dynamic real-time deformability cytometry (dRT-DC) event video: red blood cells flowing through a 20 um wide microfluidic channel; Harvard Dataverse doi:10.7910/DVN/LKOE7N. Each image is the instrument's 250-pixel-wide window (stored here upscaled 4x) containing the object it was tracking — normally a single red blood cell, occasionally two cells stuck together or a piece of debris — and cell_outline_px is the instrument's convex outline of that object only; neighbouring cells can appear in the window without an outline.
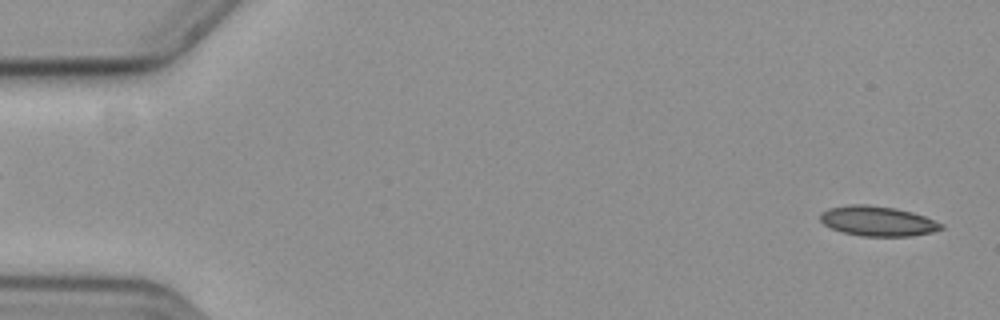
{"species": "common noctule bat (a hibernating species)", "species_latin": "Nyctalus noctula", "temperature_condition": "cold", "stored_images_in_passage": 59, "camera_frame_rate_fps": 3000, "um_per_image_px": 0.085, "animal": {"sex": "female", "body_mass_g": 19.3, "forearm_length_mm": 54.1}, "frame": {"image": 1, "passage_image": 2, "time_ms": 0.333, "image_size_px": [1000, 320], "cell_outline_px": [[944, 228], [932, 232], [912, 236], [864, 236], [844, 232], [832, 228], [824, 224], [820, 220], [820, 212], [828, 208], [852, 204], [868, 204], [896, 208], [912, 212], [924, 216], [944, 224]], "centroid_in_image_um": [74.61, 18.78], "position_along_channel_um": 10.4, "area_um2": 21.1}}
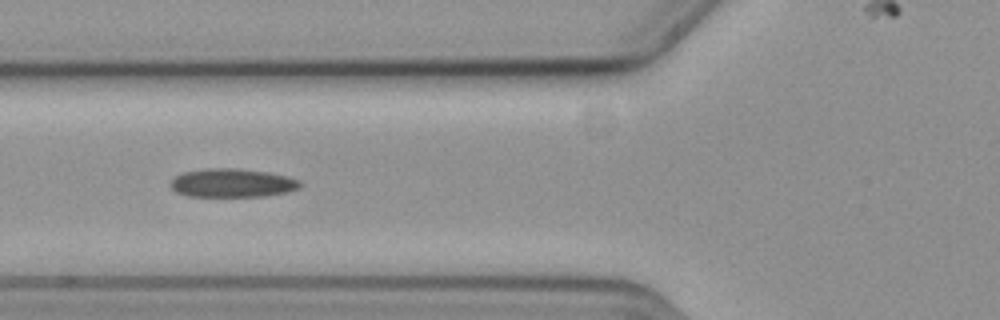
{"frame": {"image": 2, "passage_image": 22, "time_ms": 7.0, "image_size_px": [1000, 320], "cell_outline_px": [[304, 184], [300, 188], [288, 192], [264, 196], [188, 196], [176, 192], [168, 184], [176, 176], [184, 172], [208, 168], [240, 168], [268, 172], [288, 176], [300, 180]], "centroid_in_image_um": [19.79, 15.55], "position_along_channel_um": 106.0, "area_um2": 21.79}}
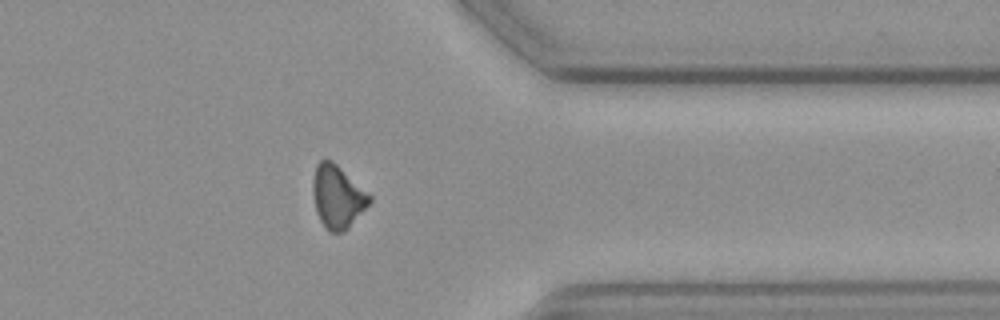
{"frame": {"image": 3, "passage_image": 46, "time_ms": 15.0, "image_size_px": [1000, 320], "cell_outline_px": [[372, 200], [348, 228], [344, 232], [328, 232], [324, 228], [316, 212], [312, 192], [312, 184], [316, 164], [320, 160], [332, 160], [372, 196]], "centroid_in_image_um": [28.67, 16.73], "position_along_channel_um": 382.7, "area_um2": 20.75}}